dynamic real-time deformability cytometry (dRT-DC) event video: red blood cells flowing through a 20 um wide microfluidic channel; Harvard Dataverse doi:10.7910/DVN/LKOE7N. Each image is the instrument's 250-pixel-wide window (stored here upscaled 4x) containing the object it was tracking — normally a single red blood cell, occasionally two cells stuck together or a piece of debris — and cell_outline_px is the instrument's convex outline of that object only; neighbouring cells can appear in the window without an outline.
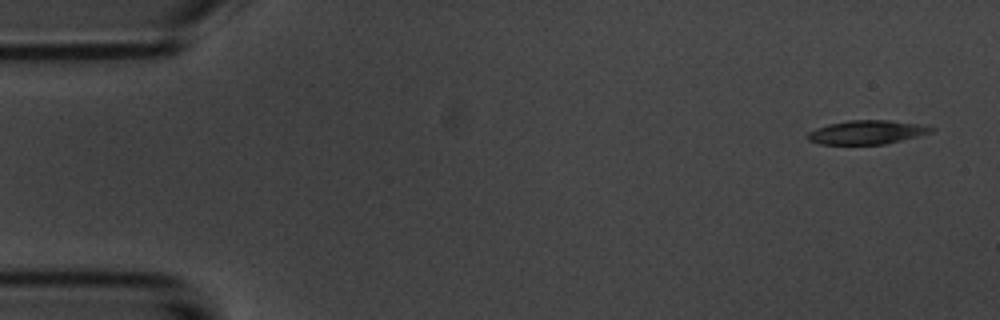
{"species": "common noctule bat (a hibernating species)", "species_latin": "Nyctalus noctula", "temperature_condition": "room temperature", "stored_images_in_passage": 6, "camera_frame_rate_fps": 3000, "um_per_image_px": 0.085, "animal": {"sex": "male", "body_mass_g": 20.1, "forearm_length_mm": 53.5}, "frame": {"image": 1, "passage_image": 1, "time_ms": 0.0, "image_size_px": [1000, 320], "cell_outline_px": [[936, 128], [932, 132], [884, 144], [820, 144], [808, 140], [804, 136], [808, 132], [816, 128], [828, 124], [848, 120], [888, 120], [920, 124]], "centroid_in_image_um": [73.63, 11.23], "position_along_channel_um": 11.4, "area_um2": 17.11}}